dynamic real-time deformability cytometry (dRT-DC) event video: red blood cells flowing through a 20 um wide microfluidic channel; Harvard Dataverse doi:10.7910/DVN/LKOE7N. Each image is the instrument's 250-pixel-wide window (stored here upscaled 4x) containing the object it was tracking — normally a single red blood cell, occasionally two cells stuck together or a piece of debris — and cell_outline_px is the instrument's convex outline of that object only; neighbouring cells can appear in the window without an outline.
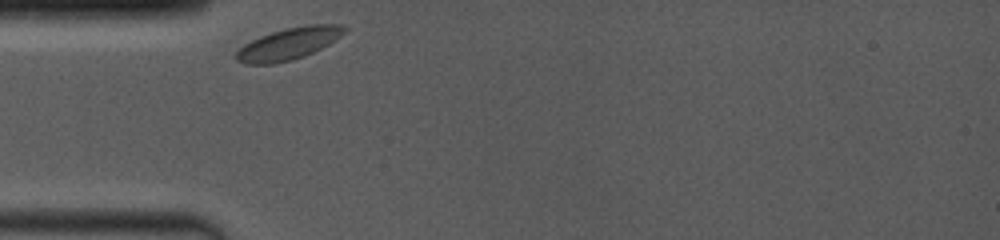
{"species": "common noctule bat (a hibernating species)", "species_latin": "Nyctalus noctula", "temperature_condition": "room temperature", "stored_images_in_passage": 9, "camera_frame_rate_fps": 4000, "um_per_image_px": 0.085, "animal": {"sex": "female", "body_mass_g": 19.0, "forearm_length_mm": 53.3}, "frame": {"image": 1, "passage_image": 1, "time_ms": 0.0, "image_size_px": [1000, 240], "cell_outline_px": [[348, 28], [340, 36], [328, 44], [304, 56], [292, 60], [272, 64], [248, 64], [236, 60], [232, 56], [244, 44], [260, 36], [284, 28], [308, 24], [344, 24]], "centroid_in_image_um": [24.52, 3.71], "position_along_channel_um": 60.5, "area_um2": 20.11}}
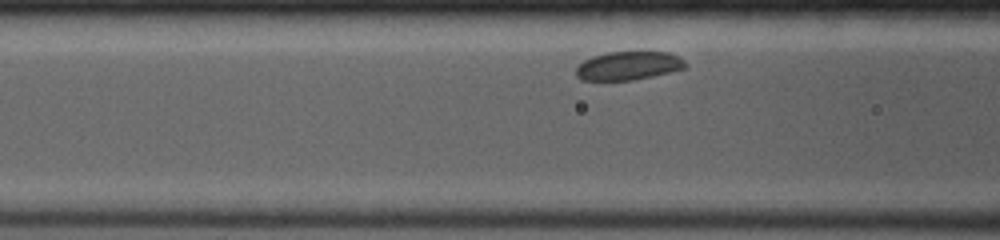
{"frame": {"image": 2, "passage_image": 6, "time_ms": 1.5, "image_size_px": [1000, 240], "cell_outline_px": [[684, 68], [652, 76], [632, 80], [584, 80], [576, 76], [576, 68], [584, 60], [592, 56], [608, 52], [668, 52], [684, 60]], "centroid_in_image_um": [53.36, 5.58], "position_along_channel_um": 113.2, "area_um2": 17.86}}